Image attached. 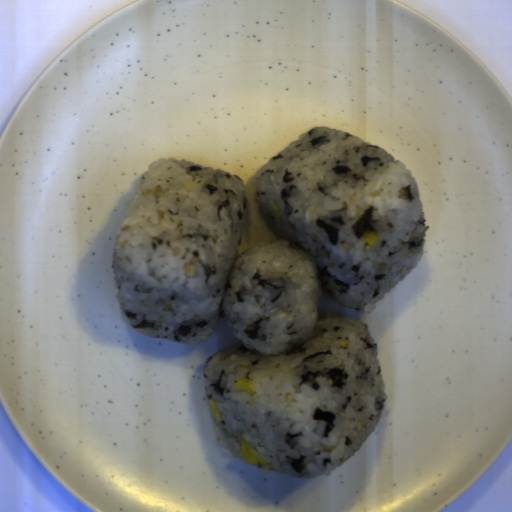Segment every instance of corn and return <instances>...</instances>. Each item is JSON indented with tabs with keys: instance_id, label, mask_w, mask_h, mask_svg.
<instances>
[{
	"instance_id": "obj_1",
	"label": "corn",
	"mask_w": 512,
	"mask_h": 512,
	"mask_svg": "<svg viewBox=\"0 0 512 512\" xmlns=\"http://www.w3.org/2000/svg\"><path fill=\"white\" fill-rule=\"evenodd\" d=\"M241 456L251 465H266V461L259 457L251 448L250 444L245 440L241 441Z\"/></svg>"
},
{
	"instance_id": "obj_2",
	"label": "corn",
	"mask_w": 512,
	"mask_h": 512,
	"mask_svg": "<svg viewBox=\"0 0 512 512\" xmlns=\"http://www.w3.org/2000/svg\"><path fill=\"white\" fill-rule=\"evenodd\" d=\"M255 382L249 378L241 377L238 379L234 385L235 390L238 392H247L252 397L256 395V391L254 390Z\"/></svg>"
},
{
	"instance_id": "obj_3",
	"label": "corn",
	"mask_w": 512,
	"mask_h": 512,
	"mask_svg": "<svg viewBox=\"0 0 512 512\" xmlns=\"http://www.w3.org/2000/svg\"><path fill=\"white\" fill-rule=\"evenodd\" d=\"M364 242H365L366 249L367 250L371 249L379 244L378 235L375 232H373L372 230L366 231L364 233Z\"/></svg>"
},
{
	"instance_id": "obj_4",
	"label": "corn",
	"mask_w": 512,
	"mask_h": 512,
	"mask_svg": "<svg viewBox=\"0 0 512 512\" xmlns=\"http://www.w3.org/2000/svg\"><path fill=\"white\" fill-rule=\"evenodd\" d=\"M209 407H210V411H211L212 415L214 416V418L221 421V414H220L213 398L209 399Z\"/></svg>"
}]
</instances>
